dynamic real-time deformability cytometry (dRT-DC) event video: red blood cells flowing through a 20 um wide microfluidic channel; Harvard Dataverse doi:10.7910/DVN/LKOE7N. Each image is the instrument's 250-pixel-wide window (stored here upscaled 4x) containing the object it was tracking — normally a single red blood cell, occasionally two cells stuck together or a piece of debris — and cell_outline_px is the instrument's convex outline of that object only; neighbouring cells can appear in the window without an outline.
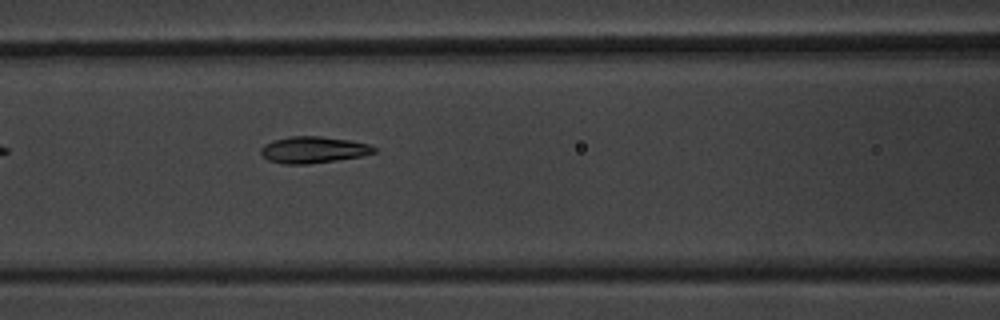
{"species": "common noctule bat (a hibernating species)", "species_latin": "Nyctalus noctula", "temperature_condition": "warm", "stored_images_in_passage": 6, "camera_frame_rate_fps": 3000, "um_per_image_px": 0.085, "animal": {"sex": "male", "body_mass_g": 20.1, "forearm_length_mm": 53.5}, "frame": {"image": 1, "passage_image": 6, "time_ms": 6.667, "image_size_px": [1000, 320], "cell_outline_px": [[376, 152], [360, 156], [336, 160], [308, 164], [284, 164], [268, 160], [260, 152], [260, 148], [264, 144], [272, 140], [288, 136], [320, 136], [348, 140], [368, 144], [376, 148]], "centroid_in_image_um": [26.59, 12.72], "position_along_channel_um": 140.0, "area_um2": 17.46}}